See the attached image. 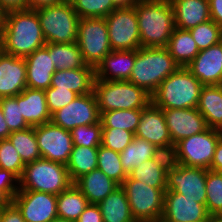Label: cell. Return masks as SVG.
<instances>
[{"label":"cell","instance_id":"1","mask_svg":"<svg viewBox=\"0 0 222 222\" xmlns=\"http://www.w3.org/2000/svg\"><path fill=\"white\" fill-rule=\"evenodd\" d=\"M0 34L4 53L16 57L25 58L46 44L36 10L5 12Z\"/></svg>","mask_w":222,"mask_h":222},{"label":"cell","instance_id":"2","mask_svg":"<svg viewBox=\"0 0 222 222\" xmlns=\"http://www.w3.org/2000/svg\"><path fill=\"white\" fill-rule=\"evenodd\" d=\"M134 8L141 47H166L175 29L174 10L170 0H139Z\"/></svg>","mask_w":222,"mask_h":222},{"label":"cell","instance_id":"3","mask_svg":"<svg viewBox=\"0 0 222 222\" xmlns=\"http://www.w3.org/2000/svg\"><path fill=\"white\" fill-rule=\"evenodd\" d=\"M179 67L166 47H140L128 81L152 95Z\"/></svg>","mask_w":222,"mask_h":222},{"label":"cell","instance_id":"4","mask_svg":"<svg viewBox=\"0 0 222 222\" xmlns=\"http://www.w3.org/2000/svg\"><path fill=\"white\" fill-rule=\"evenodd\" d=\"M203 84L186 68L179 67L151 95L161 109L197 108Z\"/></svg>","mask_w":222,"mask_h":222},{"label":"cell","instance_id":"5","mask_svg":"<svg viewBox=\"0 0 222 222\" xmlns=\"http://www.w3.org/2000/svg\"><path fill=\"white\" fill-rule=\"evenodd\" d=\"M93 92L99 114L113 110L144 109L152 102V96L142 87L130 81L94 80Z\"/></svg>","mask_w":222,"mask_h":222},{"label":"cell","instance_id":"6","mask_svg":"<svg viewBox=\"0 0 222 222\" xmlns=\"http://www.w3.org/2000/svg\"><path fill=\"white\" fill-rule=\"evenodd\" d=\"M72 184L66 165L40 158L25 165L19 190L58 195Z\"/></svg>","mask_w":222,"mask_h":222},{"label":"cell","instance_id":"7","mask_svg":"<svg viewBox=\"0 0 222 222\" xmlns=\"http://www.w3.org/2000/svg\"><path fill=\"white\" fill-rule=\"evenodd\" d=\"M46 43H73L77 40L80 17L72 3L58 4L36 9Z\"/></svg>","mask_w":222,"mask_h":222},{"label":"cell","instance_id":"8","mask_svg":"<svg viewBox=\"0 0 222 222\" xmlns=\"http://www.w3.org/2000/svg\"><path fill=\"white\" fill-rule=\"evenodd\" d=\"M220 139V130L209 127L203 132L182 139L174 145L171 153L172 162L187 167H201L210 170Z\"/></svg>","mask_w":222,"mask_h":222},{"label":"cell","instance_id":"9","mask_svg":"<svg viewBox=\"0 0 222 222\" xmlns=\"http://www.w3.org/2000/svg\"><path fill=\"white\" fill-rule=\"evenodd\" d=\"M136 222L161 221L166 189L154 188L127 176L121 185Z\"/></svg>","mask_w":222,"mask_h":222},{"label":"cell","instance_id":"10","mask_svg":"<svg viewBox=\"0 0 222 222\" xmlns=\"http://www.w3.org/2000/svg\"><path fill=\"white\" fill-rule=\"evenodd\" d=\"M76 44L87 65L96 68L103 58L112 51L106 19H80Z\"/></svg>","mask_w":222,"mask_h":222},{"label":"cell","instance_id":"11","mask_svg":"<svg viewBox=\"0 0 222 222\" xmlns=\"http://www.w3.org/2000/svg\"><path fill=\"white\" fill-rule=\"evenodd\" d=\"M105 19L112 50H138L141 47L134 6L116 8Z\"/></svg>","mask_w":222,"mask_h":222},{"label":"cell","instance_id":"12","mask_svg":"<svg viewBox=\"0 0 222 222\" xmlns=\"http://www.w3.org/2000/svg\"><path fill=\"white\" fill-rule=\"evenodd\" d=\"M207 170L171 162L167 168L166 190L185 195L197 203L206 204Z\"/></svg>","mask_w":222,"mask_h":222},{"label":"cell","instance_id":"13","mask_svg":"<svg viewBox=\"0 0 222 222\" xmlns=\"http://www.w3.org/2000/svg\"><path fill=\"white\" fill-rule=\"evenodd\" d=\"M35 135L43 159L67 165L74 147L69 130L48 122L35 126Z\"/></svg>","mask_w":222,"mask_h":222},{"label":"cell","instance_id":"14","mask_svg":"<svg viewBox=\"0 0 222 222\" xmlns=\"http://www.w3.org/2000/svg\"><path fill=\"white\" fill-rule=\"evenodd\" d=\"M100 121L98 104L94 92L79 95L67 106L51 115V122L71 131L81 125H93Z\"/></svg>","mask_w":222,"mask_h":222},{"label":"cell","instance_id":"15","mask_svg":"<svg viewBox=\"0 0 222 222\" xmlns=\"http://www.w3.org/2000/svg\"><path fill=\"white\" fill-rule=\"evenodd\" d=\"M12 202L25 222H51L57 215V195L33 190H19Z\"/></svg>","mask_w":222,"mask_h":222},{"label":"cell","instance_id":"16","mask_svg":"<svg viewBox=\"0 0 222 222\" xmlns=\"http://www.w3.org/2000/svg\"><path fill=\"white\" fill-rule=\"evenodd\" d=\"M135 137L145 139L162 152L169 154L172 153L174 148L163 110L156 107L152 102L142 109Z\"/></svg>","mask_w":222,"mask_h":222},{"label":"cell","instance_id":"17","mask_svg":"<svg viewBox=\"0 0 222 222\" xmlns=\"http://www.w3.org/2000/svg\"><path fill=\"white\" fill-rule=\"evenodd\" d=\"M209 217L206 204L174 191L164 193L162 222H207Z\"/></svg>","mask_w":222,"mask_h":222},{"label":"cell","instance_id":"18","mask_svg":"<svg viewBox=\"0 0 222 222\" xmlns=\"http://www.w3.org/2000/svg\"><path fill=\"white\" fill-rule=\"evenodd\" d=\"M162 110L174 145L178 141L203 132L208 128L204 116L197 108Z\"/></svg>","mask_w":222,"mask_h":222},{"label":"cell","instance_id":"19","mask_svg":"<svg viewBox=\"0 0 222 222\" xmlns=\"http://www.w3.org/2000/svg\"><path fill=\"white\" fill-rule=\"evenodd\" d=\"M186 68L203 86L222 85V41L201 50Z\"/></svg>","mask_w":222,"mask_h":222},{"label":"cell","instance_id":"20","mask_svg":"<svg viewBox=\"0 0 222 222\" xmlns=\"http://www.w3.org/2000/svg\"><path fill=\"white\" fill-rule=\"evenodd\" d=\"M27 88L25 58L4 53L0 57V98L14 97Z\"/></svg>","mask_w":222,"mask_h":222},{"label":"cell","instance_id":"21","mask_svg":"<svg viewBox=\"0 0 222 222\" xmlns=\"http://www.w3.org/2000/svg\"><path fill=\"white\" fill-rule=\"evenodd\" d=\"M136 60V50H112L95 68V79L129 80Z\"/></svg>","mask_w":222,"mask_h":222},{"label":"cell","instance_id":"22","mask_svg":"<svg viewBox=\"0 0 222 222\" xmlns=\"http://www.w3.org/2000/svg\"><path fill=\"white\" fill-rule=\"evenodd\" d=\"M27 88L45 90L51 86L52 76L56 72L52 56L43 46L25 57Z\"/></svg>","mask_w":222,"mask_h":222},{"label":"cell","instance_id":"23","mask_svg":"<svg viewBox=\"0 0 222 222\" xmlns=\"http://www.w3.org/2000/svg\"><path fill=\"white\" fill-rule=\"evenodd\" d=\"M17 103L23 119L29 126L51 122L44 90L25 88L17 95Z\"/></svg>","mask_w":222,"mask_h":222},{"label":"cell","instance_id":"24","mask_svg":"<svg viewBox=\"0 0 222 222\" xmlns=\"http://www.w3.org/2000/svg\"><path fill=\"white\" fill-rule=\"evenodd\" d=\"M175 27L189 30L211 20L209 0H170Z\"/></svg>","mask_w":222,"mask_h":222},{"label":"cell","instance_id":"25","mask_svg":"<svg viewBox=\"0 0 222 222\" xmlns=\"http://www.w3.org/2000/svg\"><path fill=\"white\" fill-rule=\"evenodd\" d=\"M94 80V67L56 70L52 76L51 87L71 90L78 95H84L93 92Z\"/></svg>","mask_w":222,"mask_h":222},{"label":"cell","instance_id":"26","mask_svg":"<svg viewBox=\"0 0 222 222\" xmlns=\"http://www.w3.org/2000/svg\"><path fill=\"white\" fill-rule=\"evenodd\" d=\"M171 154L161 152L157 157L142 162L128 176L154 188L166 189L167 168Z\"/></svg>","mask_w":222,"mask_h":222},{"label":"cell","instance_id":"27","mask_svg":"<svg viewBox=\"0 0 222 222\" xmlns=\"http://www.w3.org/2000/svg\"><path fill=\"white\" fill-rule=\"evenodd\" d=\"M89 204H98L120 185L104 172L95 169L74 182Z\"/></svg>","mask_w":222,"mask_h":222},{"label":"cell","instance_id":"28","mask_svg":"<svg viewBox=\"0 0 222 222\" xmlns=\"http://www.w3.org/2000/svg\"><path fill=\"white\" fill-rule=\"evenodd\" d=\"M197 110L204 116L207 127L222 129V85L203 86Z\"/></svg>","mask_w":222,"mask_h":222},{"label":"cell","instance_id":"29","mask_svg":"<svg viewBox=\"0 0 222 222\" xmlns=\"http://www.w3.org/2000/svg\"><path fill=\"white\" fill-rule=\"evenodd\" d=\"M97 205L103 222H136L133 219L126 192L121 185Z\"/></svg>","mask_w":222,"mask_h":222},{"label":"cell","instance_id":"30","mask_svg":"<svg viewBox=\"0 0 222 222\" xmlns=\"http://www.w3.org/2000/svg\"><path fill=\"white\" fill-rule=\"evenodd\" d=\"M166 48L180 67H187L200 52L189 30L177 27L173 30Z\"/></svg>","mask_w":222,"mask_h":222},{"label":"cell","instance_id":"31","mask_svg":"<svg viewBox=\"0 0 222 222\" xmlns=\"http://www.w3.org/2000/svg\"><path fill=\"white\" fill-rule=\"evenodd\" d=\"M45 47L48 49L49 55L52 56L56 70L92 67L85 62L76 42L65 44L46 43Z\"/></svg>","mask_w":222,"mask_h":222},{"label":"cell","instance_id":"32","mask_svg":"<svg viewBox=\"0 0 222 222\" xmlns=\"http://www.w3.org/2000/svg\"><path fill=\"white\" fill-rule=\"evenodd\" d=\"M161 152L154 144L134 137L133 141L120 153L123 170L128 175L142 162L157 157Z\"/></svg>","mask_w":222,"mask_h":222},{"label":"cell","instance_id":"33","mask_svg":"<svg viewBox=\"0 0 222 222\" xmlns=\"http://www.w3.org/2000/svg\"><path fill=\"white\" fill-rule=\"evenodd\" d=\"M88 204L87 198L73 183L57 195V215L59 218L76 222Z\"/></svg>","mask_w":222,"mask_h":222},{"label":"cell","instance_id":"34","mask_svg":"<svg viewBox=\"0 0 222 222\" xmlns=\"http://www.w3.org/2000/svg\"><path fill=\"white\" fill-rule=\"evenodd\" d=\"M97 154L98 147H73L66 165L73 183L83 175L97 169Z\"/></svg>","mask_w":222,"mask_h":222},{"label":"cell","instance_id":"35","mask_svg":"<svg viewBox=\"0 0 222 222\" xmlns=\"http://www.w3.org/2000/svg\"><path fill=\"white\" fill-rule=\"evenodd\" d=\"M8 139L16 148L25 165L42 158L36 140L35 126L11 132Z\"/></svg>","mask_w":222,"mask_h":222},{"label":"cell","instance_id":"36","mask_svg":"<svg viewBox=\"0 0 222 222\" xmlns=\"http://www.w3.org/2000/svg\"><path fill=\"white\" fill-rule=\"evenodd\" d=\"M142 109L113 110L100 114L102 128H120L135 134Z\"/></svg>","mask_w":222,"mask_h":222},{"label":"cell","instance_id":"37","mask_svg":"<svg viewBox=\"0 0 222 222\" xmlns=\"http://www.w3.org/2000/svg\"><path fill=\"white\" fill-rule=\"evenodd\" d=\"M97 169L104 172L109 178L122 185L128 176L123 170L120 153L102 145L98 147Z\"/></svg>","mask_w":222,"mask_h":222},{"label":"cell","instance_id":"38","mask_svg":"<svg viewBox=\"0 0 222 222\" xmlns=\"http://www.w3.org/2000/svg\"><path fill=\"white\" fill-rule=\"evenodd\" d=\"M206 209L210 216H222V173L207 170Z\"/></svg>","mask_w":222,"mask_h":222},{"label":"cell","instance_id":"39","mask_svg":"<svg viewBox=\"0 0 222 222\" xmlns=\"http://www.w3.org/2000/svg\"><path fill=\"white\" fill-rule=\"evenodd\" d=\"M71 3L80 19L105 18L117 8L112 0H73Z\"/></svg>","mask_w":222,"mask_h":222},{"label":"cell","instance_id":"40","mask_svg":"<svg viewBox=\"0 0 222 222\" xmlns=\"http://www.w3.org/2000/svg\"><path fill=\"white\" fill-rule=\"evenodd\" d=\"M189 32L195 40L199 51L222 41V29L213 20L201 23L189 29Z\"/></svg>","mask_w":222,"mask_h":222},{"label":"cell","instance_id":"41","mask_svg":"<svg viewBox=\"0 0 222 222\" xmlns=\"http://www.w3.org/2000/svg\"><path fill=\"white\" fill-rule=\"evenodd\" d=\"M25 164L9 139L0 140V169L11 171L19 179L24 172Z\"/></svg>","mask_w":222,"mask_h":222},{"label":"cell","instance_id":"42","mask_svg":"<svg viewBox=\"0 0 222 222\" xmlns=\"http://www.w3.org/2000/svg\"><path fill=\"white\" fill-rule=\"evenodd\" d=\"M74 146L99 147L102 138V124L81 125L71 131Z\"/></svg>","mask_w":222,"mask_h":222},{"label":"cell","instance_id":"43","mask_svg":"<svg viewBox=\"0 0 222 222\" xmlns=\"http://www.w3.org/2000/svg\"><path fill=\"white\" fill-rule=\"evenodd\" d=\"M0 107L10 132H16L30 127L21 115L20 106L17 103V95L14 97L0 98Z\"/></svg>","mask_w":222,"mask_h":222},{"label":"cell","instance_id":"44","mask_svg":"<svg viewBox=\"0 0 222 222\" xmlns=\"http://www.w3.org/2000/svg\"><path fill=\"white\" fill-rule=\"evenodd\" d=\"M135 137V134L120 128H102L101 145L121 153Z\"/></svg>","mask_w":222,"mask_h":222},{"label":"cell","instance_id":"45","mask_svg":"<svg viewBox=\"0 0 222 222\" xmlns=\"http://www.w3.org/2000/svg\"><path fill=\"white\" fill-rule=\"evenodd\" d=\"M47 107L52 115L57 110L67 106L79 95L71 90L66 89H54V87H49L45 89Z\"/></svg>","mask_w":222,"mask_h":222},{"label":"cell","instance_id":"46","mask_svg":"<svg viewBox=\"0 0 222 222\" xmlns=\"http://www.w3.org/2000/svg\"><path fill=\"white\" fill-rule=\"evenodd\" d=\"M0 190L12 201L19 191V178L11 171L0 169Z\"/></svg>","mask_w":222,"mask_h":222},{"label":"cell","instance_id":"47","mask_svg":"<svg viewBox=\"0 0 222 222\" xmlns=\"http://www.w3.org/2000/svg\"><path fill=\"white\" fill-rule=\"evenodd\" d=\"M0 222H25L21 211L11 201L7 206L3 207L0 214Z\"/></svg>","mask_w":222,"mask_h":222},{"label":"cell","instance_id":"48","mask_svg":"<svg viewBox=\"0 0 222 222\" xmlns=\"http://www.w3.org/2000/svg\"><path fill=\"white\" fill-rule=\"evenodd\" d=\"M76 222H103L102 214L97 204H88Z\"/></svg>","mask_w":222,"mask_h":222},{"label":"cell","instance_id":"49","mask_svg":"<svg viewBox=\"0 0 222 222\" xmlns=\"http://www.w3.org/2000/svg\"><path fill=\"white\" fill-rule=\"evenodd\" d=\"M210 17L222 29V0H209Z\"/></svg>","mask_w":222,"mask_h":222},{"label":"cell","instance_id":"50","mask_svg":"<svg viewBox=\"0 0 222 222\" xmlns=\"http://www.w3.org/2000/svg\"><path fill=\"white\" fill-rule=\"evenodd\" d=\"M0 7L5 11L28 9V0H0Z\"/></svg>","mask_w":222,"mask_h":222},{"label":"cell","instance_id":"51","mask_svg":"<svg viewBox=\"0 0 222 222\" xmlns=\"http://www.w3.org/2000/svg\"><path fill=\"white\" fill-rule=\"evenodd\" d=\"M210 170L222 173V139L219 140L216 146Z\"/></svg>","mask_w":222,"mask_h":222},{"label":"cell","instance_id":"52","mask_svg":"<svg viewBox=\"0 0 222 222\" xmlns=\"http://www.w3.org/2000/svg\"><path fill=\"white\" fill-rule=\"evenodd\" d=\"M66 0H28V9L36 10L42 7L58 4Z\"/></svg>","mask_w":222,"mask_h":222},{"label":"cell","instance_id":"53","mask_svg":"<svg viewBox=\"0 0 222 222\" xmlns=\"http://www.w3.org/2000/svg\"><path fill=\"white\" fill-rule=\"evenodd\" d=\"M11 134L0 107V140L8 139Z\"/></svg>","mask_w":222,"mask_h":222},{"label":"cell","instance_id":"54","mask_svg":"<svg viewBox=\"0 0 222 222\" xmlns=\"http://www.w3.org/2000/svg\"><path fill=\"white\" fill-rule=\"evenodd\" d=\"M117 8L133 7L139 0H112Z\"/></svg>","mask_w":222,"mask_h":222},{"label":"cell","instance_id":"55","mask_svg":"<svg viewBox=\"0 0 222 222\" xmlns=\"http://www.w3.org/2000/svg\"><path fill=\"white\" fill-rule=\"evenodd\" d=\"M11 200L0 190V206H7Z\"/></svg>","mask_w":222,"mask_h":222},{"label":"cell","instance_id":"56","mask_svg":"<svg viewBox=\"0 0 222 222\" xmlns=\"http://www.w3.org/2000/svg\"><path fill=\"white\" fill-rule=\"evenodd\" d=\"M207 222H222V216H210Z\"/></svg>","mask_w":222,"mask_h":222},{"label":"cell","instance_id":"57","mask_svg":"<svg viewBox=\"0 0 222 222\" xmlns=\"http://www.w3.org/2000/svg\"><path fill=\"white\" fill-rule=\"evenodd\" d=\"M4 20H5V11L0 7V29L4 24Z\"/></svg>","mask_w":222,"mask_h":222},{"label":"cell","instance_id":"58","mask_svg":"<svg viewBox=\"0 0 222 222\" xmlns=\"http://www.w3.org/2000/svg\"><path fill=\"white\" fill-rule=\"evenodd\" d=\"M51 222H74V221L57 217L54 220H52Z\"/></svg>","mask_w":222,"mask_h":222},{"label":"cell","instance_id":"59","mask_svg":"<svg viewBox=\"0 0 222 222\" xmlns=\"http://www.w3.org/2000/svg\"><path fill=\"white\" fill-rule=\"evenodd\" d=\"M4 54L3 41L0 34V57Z\"/></svg>","mask_w":222,"mask_h":222}]
</instances>
